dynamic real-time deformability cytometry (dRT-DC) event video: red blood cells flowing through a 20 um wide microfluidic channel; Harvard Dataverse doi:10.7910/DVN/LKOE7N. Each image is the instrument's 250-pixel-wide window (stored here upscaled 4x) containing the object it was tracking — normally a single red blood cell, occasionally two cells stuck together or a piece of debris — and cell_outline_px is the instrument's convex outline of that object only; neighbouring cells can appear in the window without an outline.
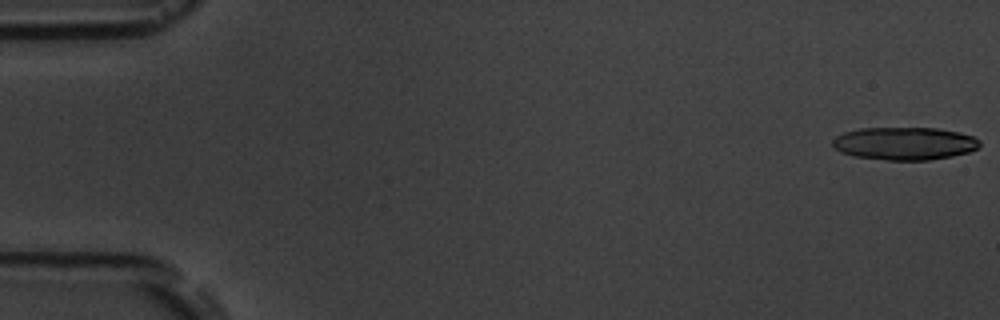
{"species": "common noctule bat (a hibernating species)", "species_latin": "Nyctalus noctula", "temperature_condition": "room temperature", "stored_images_in_passage": 5, "camera_frame_rate_fps": 3000, "um_per_image_px": 0.085, "animal": {"sex": "male", "body_mass_g": 19.5, "forearm_length_mm": 54.6}, "frame": {"image": 1, "passage_image": 1, "time_ms": 0.0, "image_size_px": [1000, 320], "cell_outline_px": [[980, 144], [976, 148], [968, 152], [952, 156], [928, 160], [888, 160], [852, 156], [840, 152], [832, 144], [832, 140], [836, 136], [844, 132], [860, 128], [936, 128], [960, 132], [972, 136], [980, 140]], "centroid_in_image_um": [76.87, 12.19], "position_along_channel_um": 8.1, "area_um2": 28.15}}
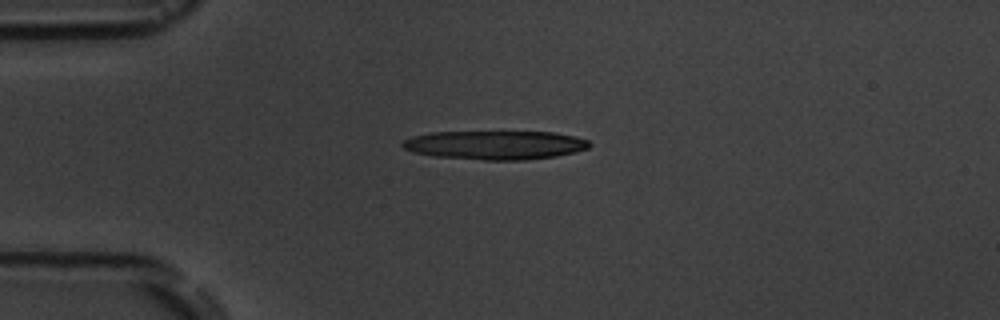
{"frame": {"image": 2, "passage_image": 4, "time_ms": 4.333, "image_size_px": [1000, 320], "cell_outline_px": [[592, 144], [588, 148], [576, 152], [556, 156], [524, 160], [484, 160], [432, 156], [416, 152], [404, 148], [400, 144], [404, 140], [412, 136], [432, 132], [552, 132], [572, 136], [588, 140]], "centroid_in_image_um": [42.09, 12.33], "position_along_channel_um": 42.9, "area_um2": 31.33}}